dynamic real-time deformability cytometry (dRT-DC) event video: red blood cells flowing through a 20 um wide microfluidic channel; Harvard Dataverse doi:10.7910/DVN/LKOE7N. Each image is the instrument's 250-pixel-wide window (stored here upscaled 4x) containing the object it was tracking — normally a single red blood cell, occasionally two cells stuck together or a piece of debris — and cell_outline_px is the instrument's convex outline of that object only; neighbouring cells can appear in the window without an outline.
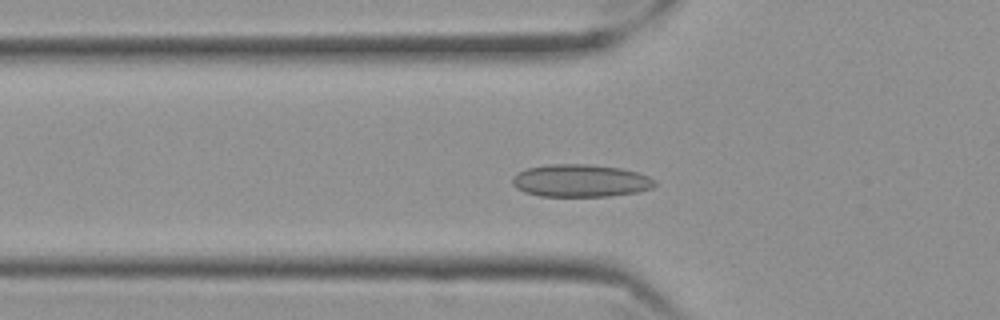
{"species": "Egyptian fruit bat (a non-hibernating species)", "species_latin": "Rousettus aegyptiacus", "temperature_condition": "cold", "stored_images_in_passage": 54, "camera_frame_rate_fps": 3000, "um_per_image_px": 0.085, "frame": {"image": 1, "passage_image": 16, "time_ms": 5.0, "image_size_px": [1000, 320], "cell_outline_px": [[656, 184], [652, 188], [636, 192], [608, 196], [540, 196], [524, 192], [516, 188], [512, 184], [512, 176], [528, 168], [548, 164], [588, 164], [620, 168], [636, 172], [648, 176], [656, 180]], "centroid_in_image_um": [49.33, 15.36], "position_along_channel_um": 76.5, "area_um2": 26.99}}
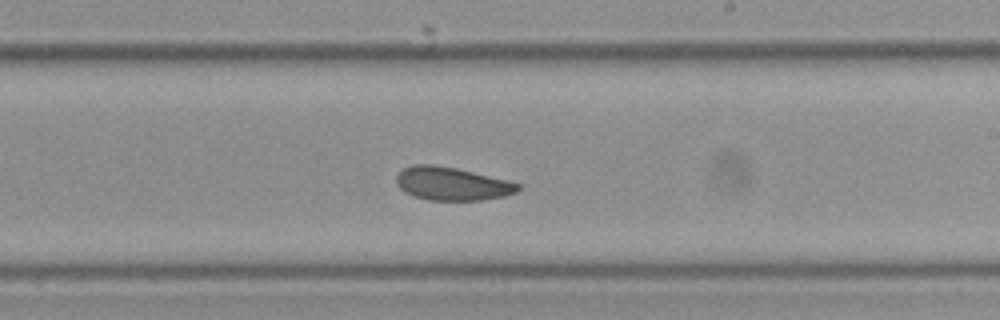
{"frame": {"image": 2, "passage_image": 31, "time_ms": 10.0, "image_size_px": [1000, 320], "cell_outline_px": [[520, 188], [516, 192], [504, 196], [480, 200], [428, 200], [412, 196], [404, 192], [396, 184], [396, 176], [404, 168], [412, 164], [432, 164], [456, 168], [508, 180], [520, 184]], "centroid_in_image_um": [38.38, 15.61], "position_along_channel_um": 250.6, "area_um2": 23.58}}
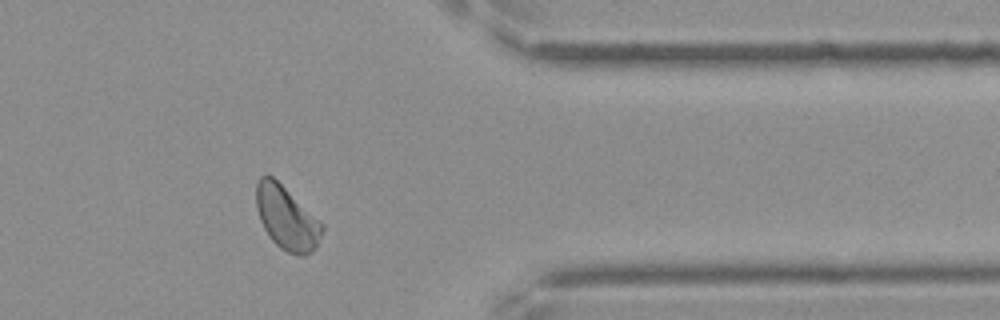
{"frame": {"image": 3, "passage_image": 44, "time_ms": 14.333, "image_size_px": [1000, 320], "cell_outline_px": [[324, 228], [316, 248], [312, 252], [304, 256], [288, 252], [280, 248], [272, 240], [264, 228], [260, 220], [256, 208], [256, 184], [260, 176], [272, 176], [324, 224]], "centroid_in_image_um": [24.37, 18.54], "position_along_channel_um": 387.0, "area_um2": 24.16}, "authors_computed_cell_mechanics": {"area_um2": 24.5072, "velocity_mm_per_s": 3.4736, "shape_relaxation_time_tau1_ms": null, "shape_relaxation_time_tau2_ms": 2.6514, "deformation_change_tau1": null, "deformation_change_tau2": 0.0609}}